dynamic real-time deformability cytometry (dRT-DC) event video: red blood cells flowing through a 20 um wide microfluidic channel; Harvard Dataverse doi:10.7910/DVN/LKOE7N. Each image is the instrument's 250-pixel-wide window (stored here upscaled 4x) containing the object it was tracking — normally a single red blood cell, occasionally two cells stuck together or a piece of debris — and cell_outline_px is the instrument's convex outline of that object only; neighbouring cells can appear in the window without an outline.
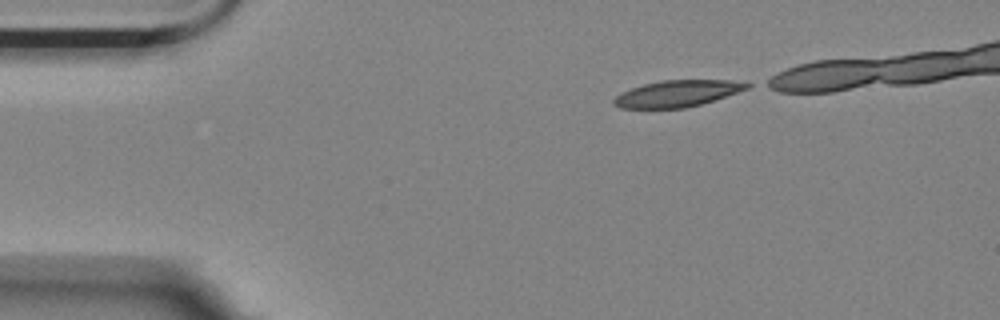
{"species": "Egyptian fruit bat (a non-hibernating species)", "species_latin": "Rousettus aegyptiacus", "temperature_condition": "room temperature", "stored_images_in_passage": 38, "camera_frame_rate_fps": 3000, "um_per_image_px": 0.085, "animal": {"sex": "female"}, "frame": {"image": 1, "passage_image": 1, "time_ms": 0.0, "image_size_px": [1000, 320], "cell_outline_px": [[752, 84], [748, 88], [700, 104], [684, 108], [620, 108], [612, 104], [612, 100], [616, 96], [632, 88], [644, 84], [660, 80], [728, 80]], "centroid_in_image_um": [57.51, 7.95], "position_along_channel_um": 27.5, "area_um2": 20.17}}
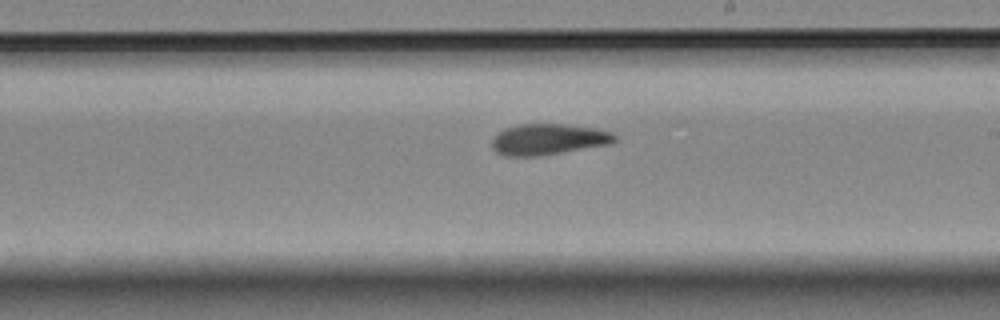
{"frame": {"image": 2, "passage_image": 24, "time_ms": 7.667, "image_size_px": [1000, 320], "cell_outline_px": [[616, 140], [608, 144], [536, 156], [504, 156], [496, 152], [492, 148], [492, 140], [504, 128], [520, 124], [564, 124], [596, 128], [608, 132], [616, 136]], "centroid_in_image_um": [46.55, 11.84], "position_along_channel_um": 242.4, "area_um2": 21.79}}
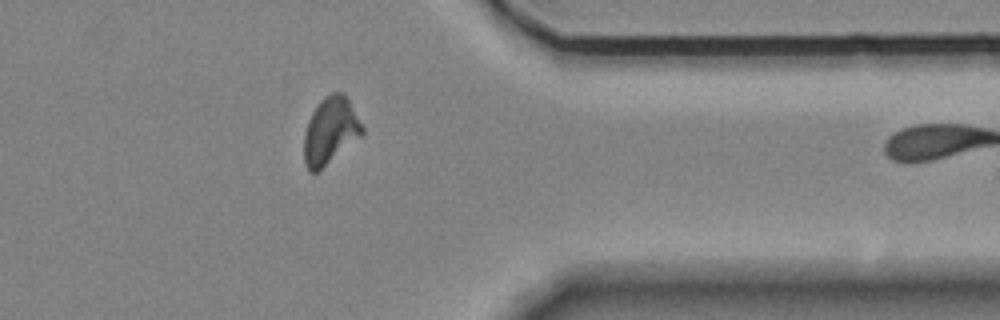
{"frame": {"image": 3, "passage_image": 37, "time_ms": 12.0, "image_size_px": [1000, 320], "cell_outline_px": [[364, 132], [360, 136], [316, 172], [308, 172], [304, 164], [304, 132], [308, 120], [316, 104], [324, 96], [332, 92], [340, 92], [348, 100], [364, 128]], "centroid_in_image_um": [28.03, 11.1], "position_along_channel_um": 383.4, "area_um2": 22.25}}